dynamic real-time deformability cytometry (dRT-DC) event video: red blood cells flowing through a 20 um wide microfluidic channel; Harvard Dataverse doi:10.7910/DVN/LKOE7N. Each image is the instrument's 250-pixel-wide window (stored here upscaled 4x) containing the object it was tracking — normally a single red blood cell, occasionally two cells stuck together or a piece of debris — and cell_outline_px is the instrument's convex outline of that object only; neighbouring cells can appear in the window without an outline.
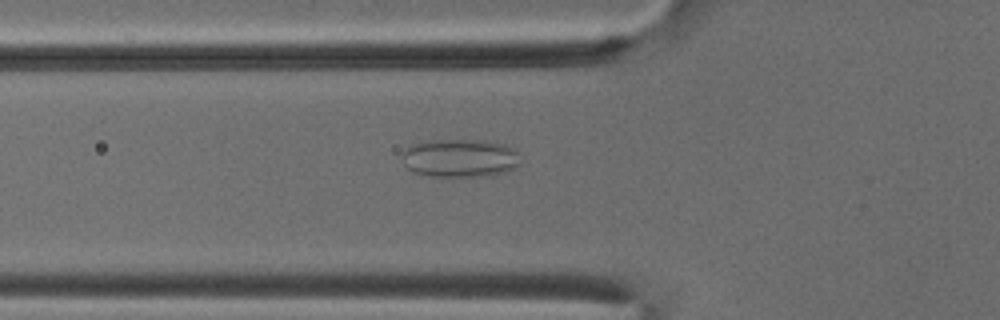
{"species": "common noctule bat (a hibernating species)", "species_latin": "Nyctalus noctula", "temperature_condition": "cold", "stored_images_in_passage": 38, "camera_frame_rate_fps": 3000, "um_per_image_px": 0.085, "animal": {"sex": "male", "body_mass_g": 18.8}, "frame": {"image": 1, "passage_image": 5, "time_ms": 1.333, "image_size_px": [1000, 320], "cell_outline_px": [[520, 164], [504, 172], [484, 176], [428, 176], [412, 172], [404, 164], [400, 156], [400, 152], [416, 144], [432, 140], [484, 140], [504, 144], [516, 148]], "centroid_in_image_um": [39.08, 13.43], "position_along_channel_um": 86.7, "area_um2": 26.41}}
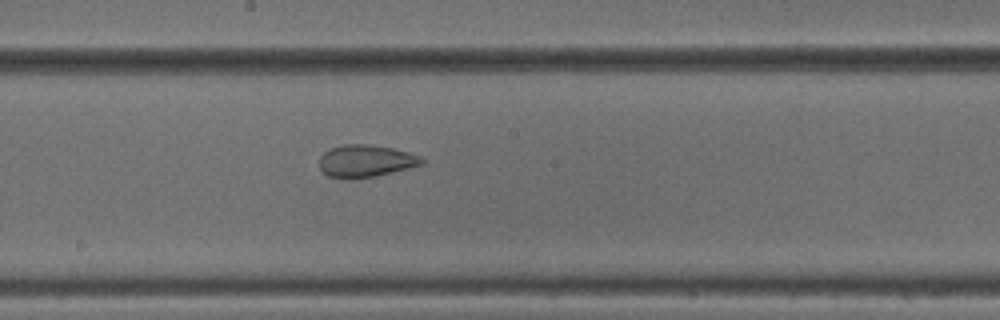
{"frame": {"image": 2, "passage_image": 15, "time_ms": 4.667, "image_size_px": [1000, 320], "cell_outline_px": [[424, 164], [376, 176], [352, 180], [348, 180], [328, 176], [320, 168], [320, 156], [328, 148], [344, 144], [368, 144], [392, 148], [408, 152], [420, 156], [424, 160]], "centroid_in_image_um": [31.06, 13.69], "position_along_channel_um": 217.1, "area_um2": 19.48}}
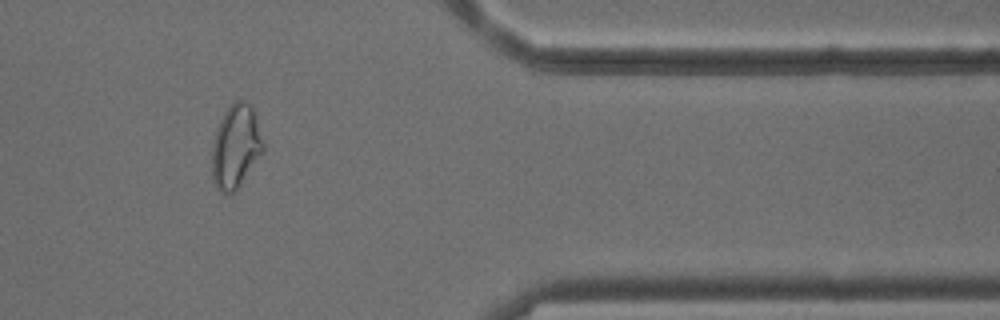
{"frame": {"image": 3, "passage_image": 30, "time_ms": 9.667, "image_size_px": [1000, 320], "cell_outline_px": [[264, 152], [236, 188], [232, 192], [224, 192], [216, 188], [212, 176], [212, 144], [216, 128], [224, 112], [232, 100], [244, 100], [252, 108], [264, 140]], "centroid_in_image_um": [20.03, 12.4], "position_along_channel_um": 391.4, "area_um2": 24.8}, "authors_computed_cell_mechanics": {"area_um2": 22.1663, "velocity_mm_per_s": 3.876, "shape_relaxation_time_tau1_ms": null, "shape_relaxation_time_tau2_ms": 0.9887, "deformation_change_tau1": null, "deformation_change_tau2": 0.0794}}